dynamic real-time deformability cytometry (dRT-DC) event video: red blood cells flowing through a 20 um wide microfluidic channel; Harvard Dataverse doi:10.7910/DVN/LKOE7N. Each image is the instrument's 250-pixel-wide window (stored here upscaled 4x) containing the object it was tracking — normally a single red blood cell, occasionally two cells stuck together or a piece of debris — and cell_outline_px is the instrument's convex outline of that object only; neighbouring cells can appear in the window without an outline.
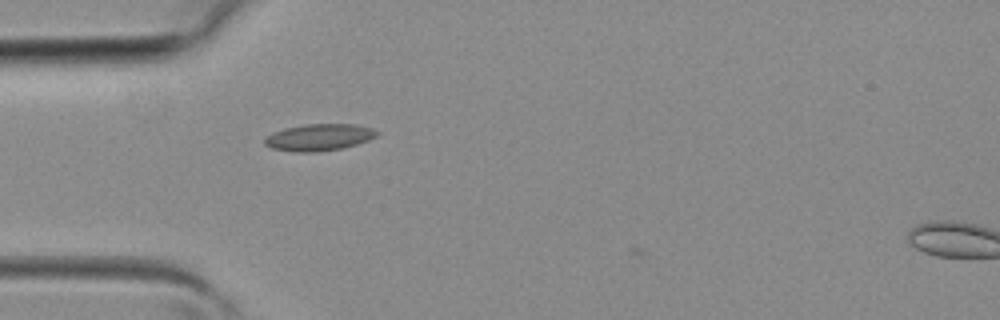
{"species": "common noctule bat (a hibernating species)", "species_latin": "Nyctalus noctula", "temperature_condition": "room temperature", "stored_images_in_passage": 3, "camera_frame_rate_fps": 3000, "um_per_image_px": 0.085, "animal": {"sex": "female", "body_mass_g": 19.3, "forearm_length_mm": 54.1}, "frame": {"image": 1, "passage_image": 2, "time_ms": 0.333, "image_size_px": [1000, 320], "cell_outline_px": [[380, 132], [376, 136], [368, 140], [356, 144], [340, 148], [316, 152], [296, 152], [272, 148], [264, 144], [264, 140], [272, 132], [284, 128], [304, 124], [356, 124], [372, 128]], "centroid_in_image_um": [27.11, 11.66], "position_along_channel_um": 57.9, "area_um2": 17.46}}